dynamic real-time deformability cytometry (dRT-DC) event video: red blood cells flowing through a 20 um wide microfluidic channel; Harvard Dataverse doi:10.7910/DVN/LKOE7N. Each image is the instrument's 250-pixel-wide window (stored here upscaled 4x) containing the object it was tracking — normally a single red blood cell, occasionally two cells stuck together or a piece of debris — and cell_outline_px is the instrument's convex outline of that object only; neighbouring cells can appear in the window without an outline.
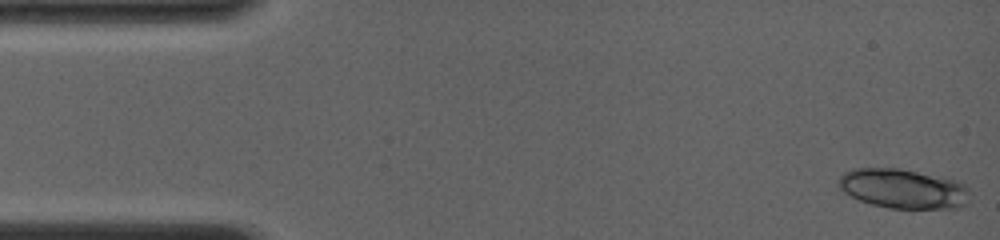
{"species": "common noctule bat (a hibernating species)", "species_latin": "Nyctalus noctula", "temperature_condition": "room temperature", "stored_images_in_passage": 10, "camera_frame_rate_fps": 4000, "um_per_image_px": 0.085, "animal": {"sex": "female", "body_mass_g": 19.0, "forearm_length_mm": 56.7}, "frame": {"image": 1, "passage_image": 1, "time_ms": 0.0, "image_size_px": [1000, 240], "cell_outline_px": [[968, 192], [964, 204], [960, 208], [888, 208], [872, 204], [860, 200], [844, 192], [836, 184], [836, 180], [844, 172], [852, 168], [900, 168], [960, 180], [968, 184]], "centroid_in_image_um": [76.76, 16.02], "position_along_channel_um": 8.2, "area_um2": 30.52}}
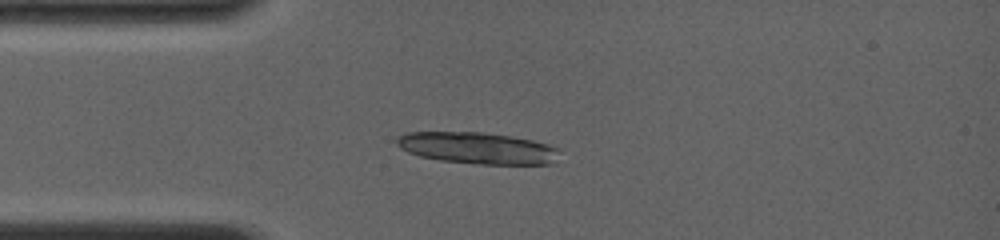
{"frame": {"image": 2, "passage_image": 10, "time_ms": 3.5, "image_size_px": [1000, 240], "cell_outline_px": [[560, 148], [552, 164], [472, 164], [440, 160], [420, 156], [408, 152], [400, 148], [396, 144], [396, 136], [408, 132], [484, 132], [532, 140], [548, 144]], "centroid_in_image_um": [40.55, 12.58], "position_along_channel_um": 44.4, "area_um2": 30.0}}